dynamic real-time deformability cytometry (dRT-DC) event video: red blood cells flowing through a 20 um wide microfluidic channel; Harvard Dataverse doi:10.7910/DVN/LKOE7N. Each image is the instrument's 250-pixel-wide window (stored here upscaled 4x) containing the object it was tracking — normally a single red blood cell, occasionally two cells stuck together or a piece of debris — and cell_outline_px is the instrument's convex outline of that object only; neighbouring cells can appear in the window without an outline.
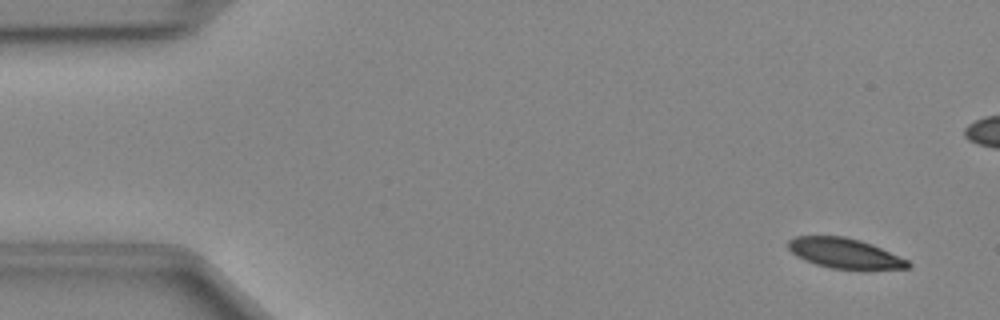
{"species": "Egyptian fruit bat (a non-hibernating species)", "species_latin": "Rousettus aegyptiacus", "temperature_condition": "cold", "stored_images_in_passage": 48, "camera_frame_rate_fps": 3000, "um_per_image_px": 0.085, "animal": {"sex": "female"}, "frame": {"image": 1, "passage_image": 2, "time_ms": 0.333, "image_size_px": [1000, 320], "cell_outline_px": [[912, 268], [832, 268], [816, 264], [804, 260], [796, 256], [788, 248], [788, 240], [796, 236], [844, 236], [860, 240], [872, 244], [908, 260], [912, 264]], "centroid_in_image_um": [71.77, 21.51], "position_along_channel_um": 13.2, "area_um2": 20.63}}
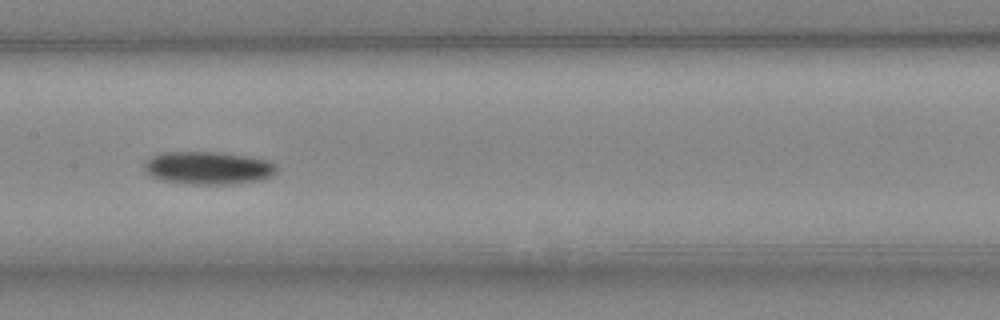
{"frame": {"image": 2, "passage_image": 23, "time_ms": 7.333, "image_size_px": [1000, 320], "cell_outline_px": [[276, 172], [272, 176], [264, 180], [232, 184], [184, 184], [160, 180], [152, 176], [144, 168], [144, 164], [152, 156], [160, 152], [224, 152], [248, 156], [268, 160], [276, 164]], "centroid_in_image_um": [17.73, 14.28], "position_along_channel_um": 189.7, "area_um2": 25.66}}
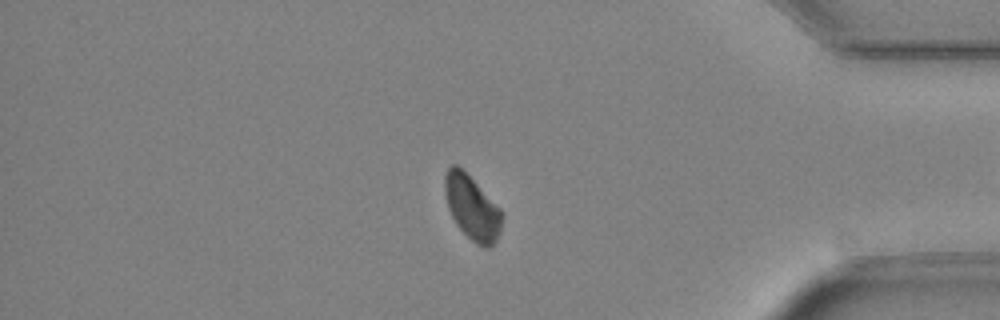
{"frame": {"image": 3, "passage_image": 40, "time_ms": 13.0, "image_size_px": [1000, 320], "cell_outline_px": [[504, 216], [500, 232], [492, 248], [484, 248], [476, 244], [456, 224], [448, 208], [444, 192], [444, 176], [448, 168], [452, 164], [456, 164], [504, 212]], "centroid_in_image_um": [40.14, 17.69], "position_along_channel_um": 395.1, "area_um2": 21.27}}